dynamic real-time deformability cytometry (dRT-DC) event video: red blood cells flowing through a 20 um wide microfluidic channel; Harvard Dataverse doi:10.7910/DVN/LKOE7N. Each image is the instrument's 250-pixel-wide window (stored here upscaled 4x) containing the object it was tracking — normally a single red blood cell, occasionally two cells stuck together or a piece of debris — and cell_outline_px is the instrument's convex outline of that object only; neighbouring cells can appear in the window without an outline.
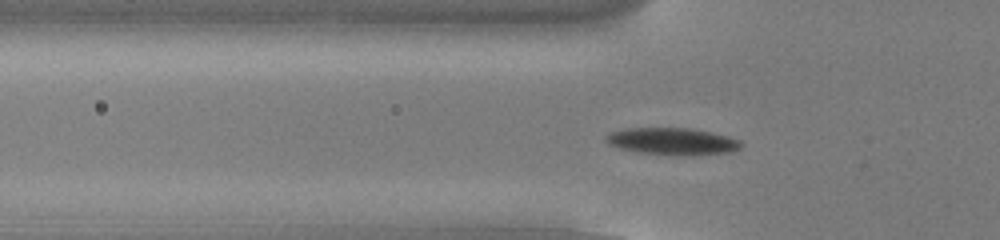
{"species": "common noctule bat (a hibernating species)", "species_latin": "Nyctalus noctula", "temperature_condition": "cold", "stored_images_in_passage": 53, "camera_frame_rate_fps": 3000, "um_per_image_px": 0.085, "animal": {"sex": "male", "body_mass_g": 13.0, "forearm_length_mm": 53.1}, "frame": {"image": 1, "passage_image": 17, "time_ms": 5.333, "image_size_px": [1000, 240], "cell_outline_px": [[744, 144], [740, 148], [728, 152], [692, 156], [672, 156], [640, 152], [620, 148], [608, 144], [604, 140], [604, 136], [612, 132], [624, 128], [692, 128], [712, 132], [728, 136], [740, 140]], "centroid_in_image_um": [57.17, 12.02], "position_along_channel_um": 68.6, "area_um2": 21.62}}
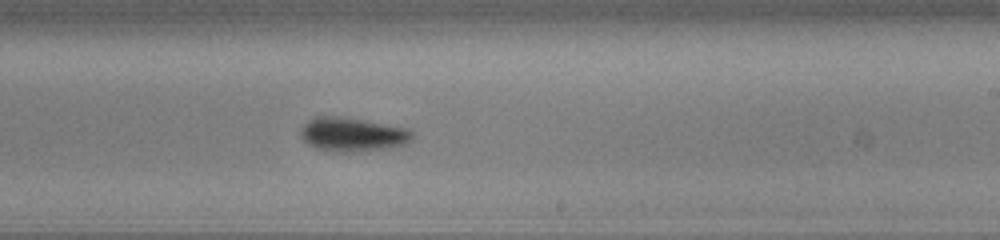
{"frame": {"image": 2, "passage_image": 32, "time_ms": 10.333, "image_size_px": [1000, 240], "cell_outline_px": [[412, 140], [404, 144], [388, 148], [344, 152], [332, 152], [316, 148], [308, 144], [300, 136], [300, 128], [308, 120], [316, 116], [336, 116], [364, 120], [408, 128], [412, 132]], "centroid_in_image_um": [29.92, 11.42], "position_along_channel_um": 259.1, "area_um2": 22.02}}
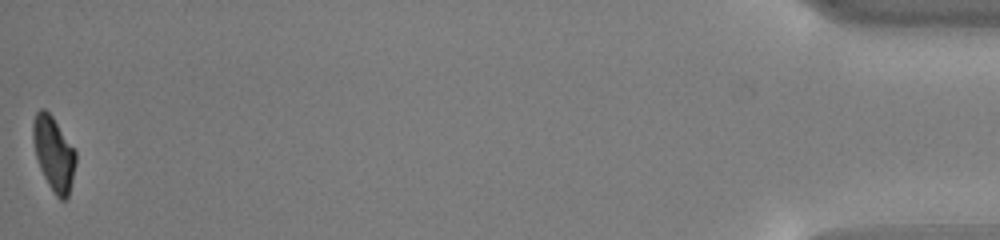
{"frame": {"image": 3, "passage_image": 53, "time_ms": 17.333, "image_size_px": [1000, 240], "cell_outline_px": [[76, 164], [68, 196], [64, 200], [60, 200], [56, 196], [48, 184], [40, 168], [36, 156], [32, 140], [32, 124], [36, 112], [40, 108], [44, 108], [52, 116], [76, 152]], "centroid_in_image_um": [4.55, 13.04], "position_along_channel_um": 430.6, "area_um2": 18.32}, "authors_computed_cell_mechanics": {"area_um2": 20.4034, "velocity_mm_per_s": 3.8363, "shape_relaxation_time_tau1_ms": 2.3564, "shape_relaxation_time_tau2_ms": 7.0619, "deformation_change_tau1": 0.1425, "deformation_change_tau2": 0.1299}}